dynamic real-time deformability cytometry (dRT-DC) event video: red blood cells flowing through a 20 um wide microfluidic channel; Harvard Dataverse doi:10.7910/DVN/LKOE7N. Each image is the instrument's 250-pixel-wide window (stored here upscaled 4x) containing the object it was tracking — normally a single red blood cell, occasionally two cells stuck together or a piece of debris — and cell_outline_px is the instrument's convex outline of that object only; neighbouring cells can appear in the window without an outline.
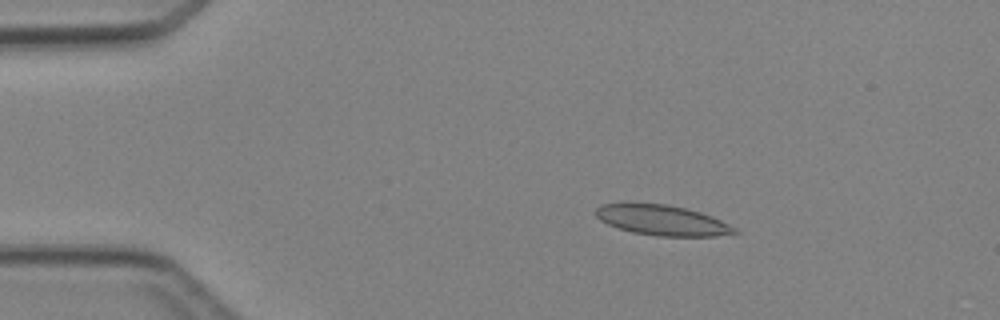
{"species": "Egyptian fruit bat (a non-hibernating species)", "species_latin": "Rousettus aegyptiacus", "temperature_condition": "cold", "stored_images_in_passage": 3, "camera_frame_rate_fps": 3000, "um_per_image_px": 0.085, "animal": {"sex": "female"}, "frame": {"image": 1, "passage_image": 2, "time_ms": 1.333, "image_size_px": [1000, 320], "cell_outline_px": [[740, 232], [716, 236], [656, 236], [632, 232], [608, 224], [600, 220], [596, 216], [596, 208], [600, 204], [668, 204], [700, 212], [712, 216], [736, 228]], "centroid_in_image_um": [56.3, 18.73], "position_along_channel_um": 28.7, "area_um2": 24.16}}